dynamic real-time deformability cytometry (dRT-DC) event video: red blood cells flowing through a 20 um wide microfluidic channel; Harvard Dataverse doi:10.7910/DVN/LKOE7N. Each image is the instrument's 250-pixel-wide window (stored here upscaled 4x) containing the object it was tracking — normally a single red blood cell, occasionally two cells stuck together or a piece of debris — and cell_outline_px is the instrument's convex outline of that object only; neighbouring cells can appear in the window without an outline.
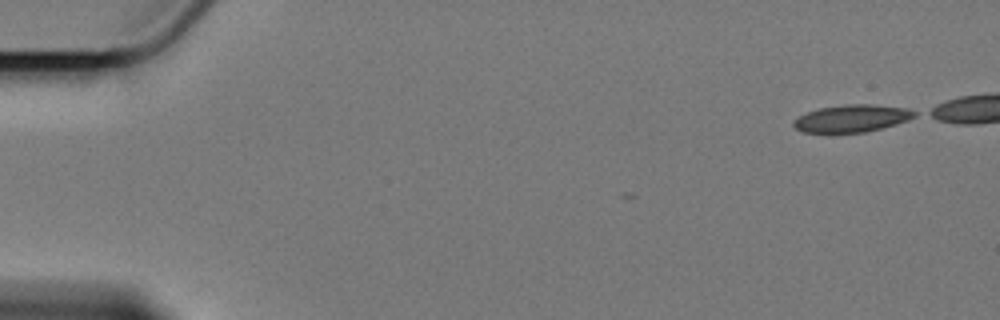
{"species": "Egyptian fruit bat (a non-hibernating species)", "species_latin": "Rousettus aegyptiacus", "temperature_condition": "cold", "stored_images_in_passage": 7, "camera_frame_rate_fps": 3000, "um_per_image_px": 0.085, "animal": {"sex": "female"}, "frame": {"image": 1, "passage_image": 1, "time_ms": 0.0, "image_size_px": [1000, 320], "cell_outline_px": [[916, 116], [908, 120], [896, 124], [864, 132], [800, 132], [792, 124], [792, 120], [808, 112], [820, 108], [844, 104], [872, 104], [908, 108], [916, 112]], "centroid_in_image_um": [72.41, 10.05], "position_along_channel_um": 12.6, "area_um2": 19.13}}